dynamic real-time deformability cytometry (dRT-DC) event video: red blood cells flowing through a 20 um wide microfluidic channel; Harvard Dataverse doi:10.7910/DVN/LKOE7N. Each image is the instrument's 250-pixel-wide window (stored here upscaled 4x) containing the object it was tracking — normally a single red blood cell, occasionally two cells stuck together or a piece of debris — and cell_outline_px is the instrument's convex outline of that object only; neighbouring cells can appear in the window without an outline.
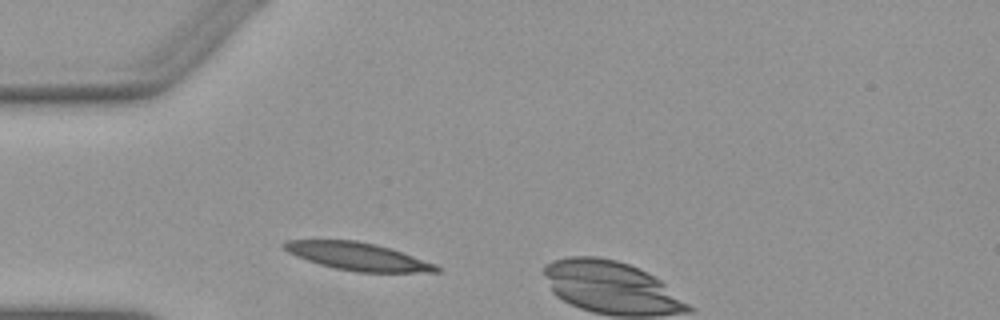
{"species": "Egyptian fruit bat (a non-hibernating species)", "species_latin": "Rousettus aegyptiacus", "temperature_condition": "warm", "stored_images_in_passage": 8, "camera_frame_rate_fps": 3000, "um_per_image_px": 0.085, "animal": {"sex": "female"}, "frame": {"image": 1, "passage_image": 3, "time_ms": 0.667, "image_size_px": [1000, 320], "cell_outline_px": [[440, 272], [356, 272], [336, 268], [320, 264], [296, 256], [288, 252], [280, 244], [284, 240], [356, 240], [376, 244], [436, 264], [440, 268]], "centroid_in_image_um": [30.38, 21.79], "position_along_channel_um": 54.6, "area_um2": 24.33}}